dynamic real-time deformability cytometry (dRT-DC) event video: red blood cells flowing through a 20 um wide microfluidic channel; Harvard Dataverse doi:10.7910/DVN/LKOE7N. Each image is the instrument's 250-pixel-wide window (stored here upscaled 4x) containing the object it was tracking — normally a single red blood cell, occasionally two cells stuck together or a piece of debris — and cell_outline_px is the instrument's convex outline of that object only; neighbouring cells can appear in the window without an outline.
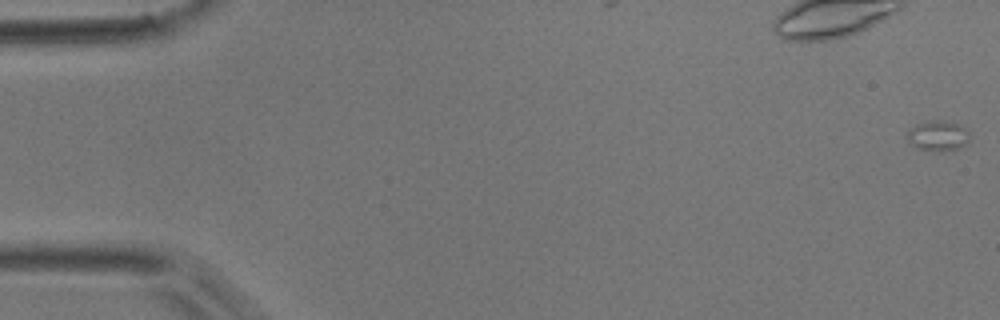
{"species": "common noctule bat (a hibernating species)", "species_latin": "Nyctalus noctula", "temperature_condition": "room temperature", "stored_images_in_passage": 19, "camera_frame_rate_fps": 3000, "um_per_image_px": 0.085, "animal": {"sex": "male", "body_mass_g": 17.9}, "frame": {"image": 1, "passage_image": 1, "time_ms": 0.0, "image_size_px": [1000, 320], "cell_outline_px": [[968, 140], [964, 144], [956, 148], [920, 148], [912, 144], [908, 140], [908, 132], [916, 124], [932, 120], [940, 120], [956, 124], [964, 128], [968, 132]], "centroid_in_image_um": [79.71, 11.47], "position_along_channel_um": 5.3, "area_um2": 10.0}}